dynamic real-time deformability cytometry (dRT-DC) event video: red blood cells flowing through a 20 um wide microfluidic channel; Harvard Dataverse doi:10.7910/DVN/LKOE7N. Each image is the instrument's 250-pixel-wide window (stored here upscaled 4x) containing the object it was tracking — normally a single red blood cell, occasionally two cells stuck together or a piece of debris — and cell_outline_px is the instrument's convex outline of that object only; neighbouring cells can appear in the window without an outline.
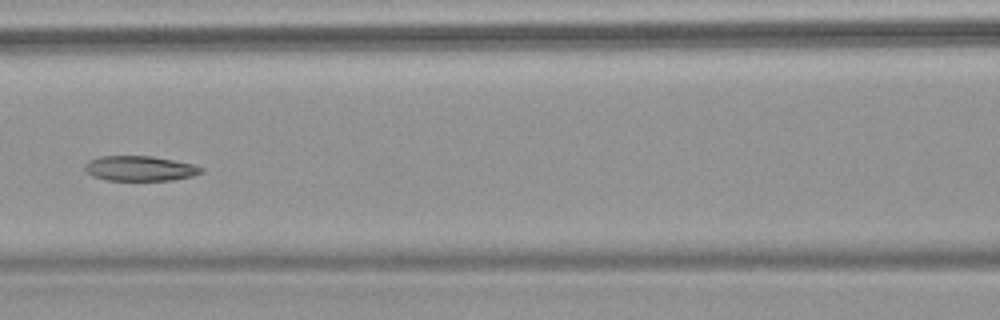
{"species": "common noctule bat (a hibernating species)", "species_latin": "Nyctalus noctula", "temperature_condition": "warm", "stored_images_in_passage": 10, "camera_frame_rate_fps": 3000, "um_per_image_px": 0.085, "animal": {"sex": "female", "body_mass_g": 18.4}, "frame": {"image": 1, "passage_image": 7, "time_ms": 8.0, "image_size_px": [1000, 320], "cell_outline_px": [[204, 172], [192, 176], [172, 180], [108, 180], [92, 176], [84, 172], [84, 164], [88, 160], [100, 156], [152, 156], [192, 164], [204, 168]], "centroid_in_image_um": [11.85, 14.31], "position_along_channel_um": 154.7, "area_um2": 17.05}}